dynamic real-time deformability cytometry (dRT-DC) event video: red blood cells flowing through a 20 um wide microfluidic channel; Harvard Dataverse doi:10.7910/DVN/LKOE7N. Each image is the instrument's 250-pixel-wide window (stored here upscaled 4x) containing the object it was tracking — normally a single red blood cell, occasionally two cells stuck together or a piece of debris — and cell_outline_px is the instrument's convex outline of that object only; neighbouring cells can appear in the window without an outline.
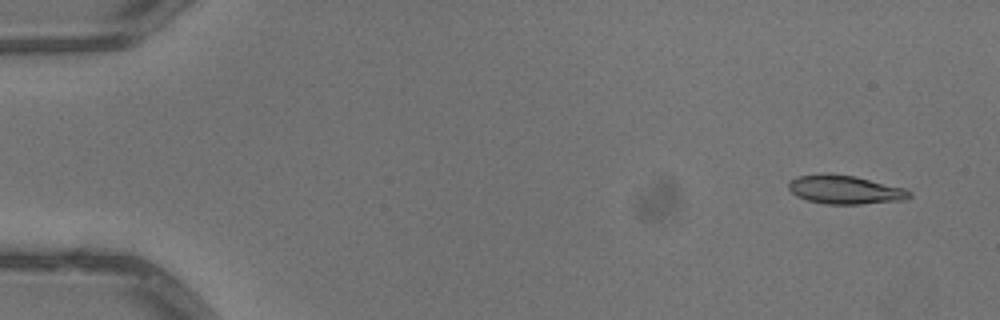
{"species": "common noctule bat (a hibernating species)", "species_latin": "Nyctalus noctula", "temperature_condition": "warm", "stored_images_in_passage": 3, "camera_frame_rate_fps": 3000, "um_per_image_px": 0.085, "animal": {"sex": "male", "body_mass_g": 13.3}, "frame": {"image": 1, "passage_image": 3, "time_ms": 0.667, "image_size_px": [1000, 320], "cell_outline_px": [[912, 196], [908, 200], [860, 204], [828, 204], [808, 200], [796, 196], [788, 188], [788, 180], [796, 176], [820, 172], [824, 172], [856, 176], [904, 188], [912, 192]], "centroid_in_image_um": [71.81, 16.1], "position_along_channel_um": 13.2, "area_um2": 20.63}}